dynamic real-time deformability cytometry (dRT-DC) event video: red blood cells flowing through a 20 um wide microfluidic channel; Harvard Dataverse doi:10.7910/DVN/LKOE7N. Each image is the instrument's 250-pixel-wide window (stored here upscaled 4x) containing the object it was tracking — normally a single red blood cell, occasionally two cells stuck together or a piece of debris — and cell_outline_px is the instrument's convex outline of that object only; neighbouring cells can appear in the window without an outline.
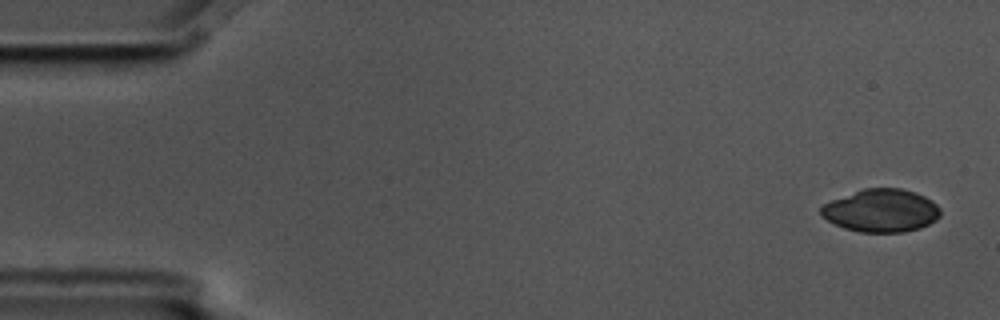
{"species": "common noctule bat (a hibernating species)", "species_latin": "Nyctalus noctula", "temperature_condition": "cold", "stored_images_in_passage": 6, "camera_frame_rate_fps": 3000, "um_per_image_px": 0.085, "animal": {"sex": "male", "body_mass_g": 17.5, "forearm_length_mm": 52.3}, "frame": {"image": 1, "passage_image": 1, "time_ms": 0.0, "image_size_px": [1000, 320], "cell_outline_px": [[940, 216], [936, 220], [920, 228], [904, 232], [860, 232], [844, 228], [828, 220], [820, 212], [820, 208], [824, 204], [832, 200], [864, 188], [900, 188], [916, 192], [932, 200], [940, 208]], "centroid_in_image_um": [74.93, 17.9], "position_along_channel_um": 10.1, "area_um2": 29.71}}